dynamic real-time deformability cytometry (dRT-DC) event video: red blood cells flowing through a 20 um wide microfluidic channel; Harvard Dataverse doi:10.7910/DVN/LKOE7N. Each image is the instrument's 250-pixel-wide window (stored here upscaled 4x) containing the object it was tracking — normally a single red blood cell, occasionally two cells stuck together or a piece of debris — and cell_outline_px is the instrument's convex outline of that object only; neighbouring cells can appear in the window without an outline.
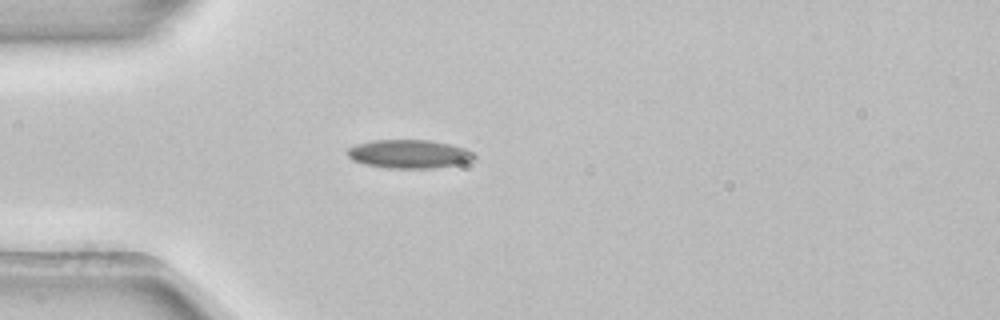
{"species": "common noctule bat (a hibernating species)", "species_latin": "Nyctalus noctula", "temperature_condition": "room temperature", "stored_images_in_passage": 2, "camera_frame_rate_fps": 3000, "um_per_image_px": 0.085, "animal": {"sex": "female", "body_mass_g": 22.7, "forearm_length_mm": 54.2}, "frame": {"image": 1, "passage_image": 1, "time_ms": 0.0, "image_size_px": [1000, 320], "cell_outline_px": [[476, 160], [464, 164], [432, 168], [388, 168], [364, 164], [352, 160], [348, 156], [348, 148], [356, 144], [372, 140], [428, 140], [448, 144], [464, 148], [472, 152], [476, 156]], "centroid_in_image_um": [34.8, 13.1], "position_along_channel_um": 50.2, "area_um2": 21.21}}